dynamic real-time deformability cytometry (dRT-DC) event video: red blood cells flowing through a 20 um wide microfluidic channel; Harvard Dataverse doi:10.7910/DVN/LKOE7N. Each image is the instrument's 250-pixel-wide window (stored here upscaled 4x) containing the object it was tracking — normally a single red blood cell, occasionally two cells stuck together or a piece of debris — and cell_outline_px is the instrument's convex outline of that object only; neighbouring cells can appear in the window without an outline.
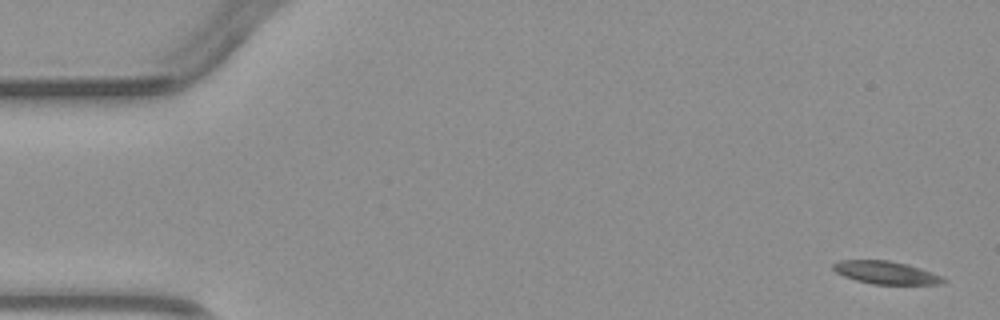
{"species": "common noctule bat (a hibernating species)", "species_latin": "Nyctalus noctula", "temperature_condition": "warm", "stored_images_in_passage": 4, "camera_frame_rate_fps": 3000, "um_per_image_px": 0.085, "animal": {"sex": "male", "body_mass_g": 23.1, "forearm_length_mm": 52.7}, "frame": {"image": 1, "passage_image": 1, "time_ms": 0.0, "image_size_px": [1000, 320], "cell_outline_px": [[948, 280], [940, 284], [872, 284], [856, 280], [844, 276], [836, 272], [832, 268], [832, 264], [840, 260], [888, 260], [908, 264], [932, 272]], "centroid_in_image_um": [75.29, 23.16], "position_along_channel_um": 9.7, "area_um2": 14.62}}
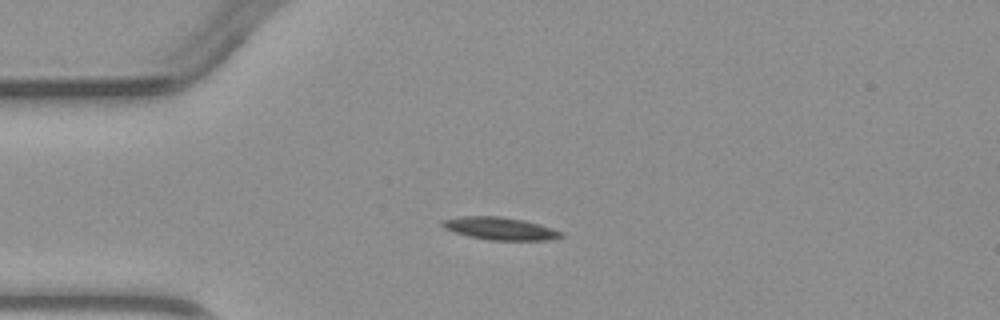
{"frame": {"image": 2, "passage_image": 3, "time_ms": 3.333, "image_size_px": [1000, 320], "cell_outline_px": [[564, 236], [548, 240], [488, 240], [468, 236], [444, 228], [440, 224], [440, 220], [460, 216], [500, 216], [524, 220], [540, 224], [564, 232]], "centroid_in_image_um": [42.5, 19.42], "position_along_channel_um": 42.5, "area_um2": 15.78}}
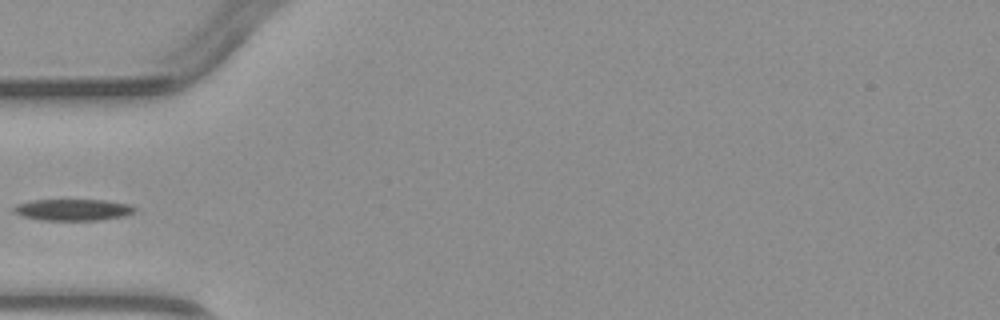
{"frame": {"image": 3, "passage_image": 4, "time_ms": 4.667, "image_size_px": [1000, 320], "cell_outline_px": [[136, 212], [124, 216], [100, 220], [40, 220], [20, 216], [12, 212], [12, 208], [16, 204], [32, 200], [108, 200], [132, 204], [136, 208]], "centroid_in_image_um": [6.21, 17.83], "position_along_channel_um": 78.8, "area_um2": 15.49}}